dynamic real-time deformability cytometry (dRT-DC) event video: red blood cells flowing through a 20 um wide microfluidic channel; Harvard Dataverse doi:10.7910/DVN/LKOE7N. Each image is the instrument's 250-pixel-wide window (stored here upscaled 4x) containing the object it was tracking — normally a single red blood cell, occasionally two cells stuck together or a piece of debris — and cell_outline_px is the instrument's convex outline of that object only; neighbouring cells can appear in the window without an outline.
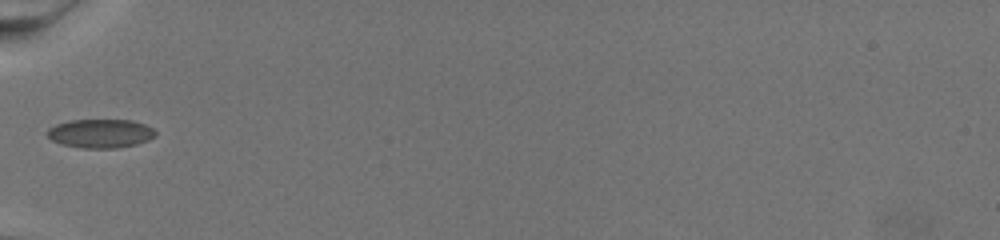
{"species": "common noctule bat (a hibernating species)", "species_latin": "Nyctalus noctula", "temperature_condition": "warm", "stored_images_in_passage": 8, "camera_frame_rate_fps": 3000, "um_per_image_px": 0.085, "animal": {"sex": "female", "body_mass_g": 19.5, "forearm_length_mm": 54.1}, "frame": {"image": 1, "passage_image": 1, "time_ms": 0.0, "image_size_px": [1000, 240], "cell_outline_px": [[156, 136], [148, 140], [136, 144], [116, 148], [80, 148], [60, 144], [52, 140], [48, 136], [48, 128], [56, 124], [68, 120], [132, 120], [144, 124], [152, 128], [156, 132]], "centroid_in_image_um": [8.53, 11.34], "position_along_channel_um": 76.5, "area_um2": 18.21}}